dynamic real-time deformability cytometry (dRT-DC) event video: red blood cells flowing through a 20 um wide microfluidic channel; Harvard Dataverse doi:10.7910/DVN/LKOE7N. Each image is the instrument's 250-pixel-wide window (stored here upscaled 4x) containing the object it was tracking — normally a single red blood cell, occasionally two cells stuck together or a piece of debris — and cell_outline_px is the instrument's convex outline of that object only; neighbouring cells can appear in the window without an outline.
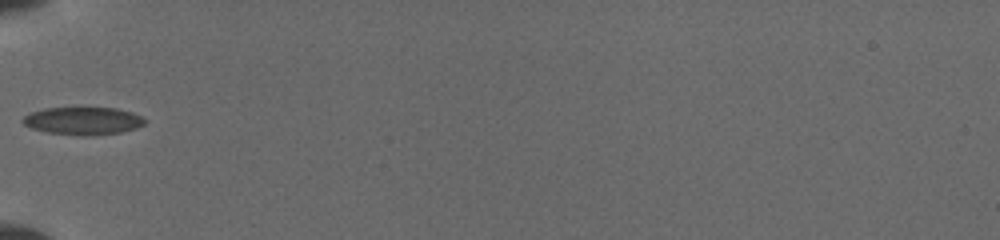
{"species": "common noctule bat (a hibernating species)", "species_latin": "Nyctalus noctula", "temperature_condition": "cold", "stored_images_in_passage": 16, "camera_frame_rate_fps": 3000, "um_per_image_px": 0.085, "animal": {"sex": "female", "body_mass_g": 19.5, "forearm_length_mm": 54.1}, "frame": {"image": 1, "passage_image": 1, "time_ms": 0.0, "image_size_px": [1000, 240], "cell_outline_px": [[148, 120], [144, 124], [136, 128], [120, 132], [84, 136], [48, 132], [32, 128], [24, 124], [20, 120], [24, 116], [32, 112], [44, 108], [116, 108], [132, 112], [144, 116]], "centroid_in_image_um": [7.1, 10.26], "position_along_channel_um": 77.9, "area_um2": 19.65}}
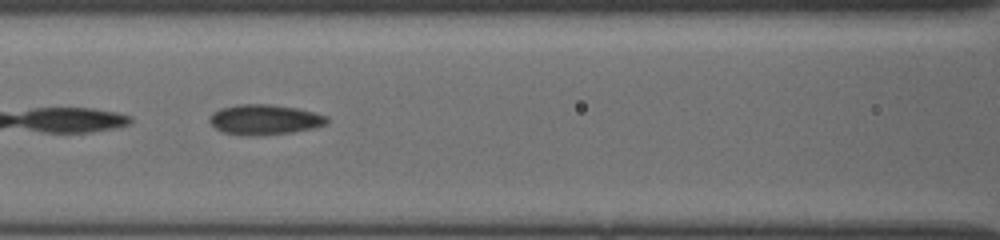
{"frame": {"image": 2, "passage_image": 10, "time_ms": 1.667, "image_size_px": [1000, 240], "cell_outline_px": [[328, 124], [312, 128], [292, 132], [224, 132], [216, 128], [208, 120], [208, 116], [212, 112], [220, 108], [236, 104], [268, 104], [296, 108], [316, 112], [328, 116]], "centroid_in_image_um": [22.52, 10.09], "position_along_channel_um": 144.1, "area_um2": 19.71}}
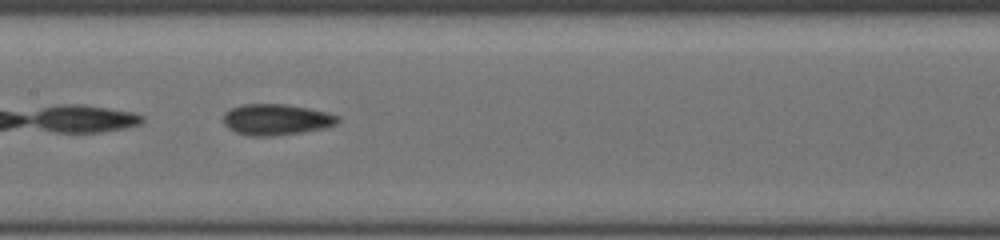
{"frame": {"image": 3, "passage_image": 15, "time_ms": 2.667, "image_size_px": [1000, 240], "cell_outline_px": [[340, 120], [336, 124], [324, 128], [304, 132], [272, 136], [248, 136], [236, 132], [228, 128], [224, 124], [224, 112], [240, 104], [280, 104], [308, 108], [340, 116]], "centroid_in_image_um": [23.47, 10.17], "position_along_channel_um": 183.9, "area_um2": 20.69}}